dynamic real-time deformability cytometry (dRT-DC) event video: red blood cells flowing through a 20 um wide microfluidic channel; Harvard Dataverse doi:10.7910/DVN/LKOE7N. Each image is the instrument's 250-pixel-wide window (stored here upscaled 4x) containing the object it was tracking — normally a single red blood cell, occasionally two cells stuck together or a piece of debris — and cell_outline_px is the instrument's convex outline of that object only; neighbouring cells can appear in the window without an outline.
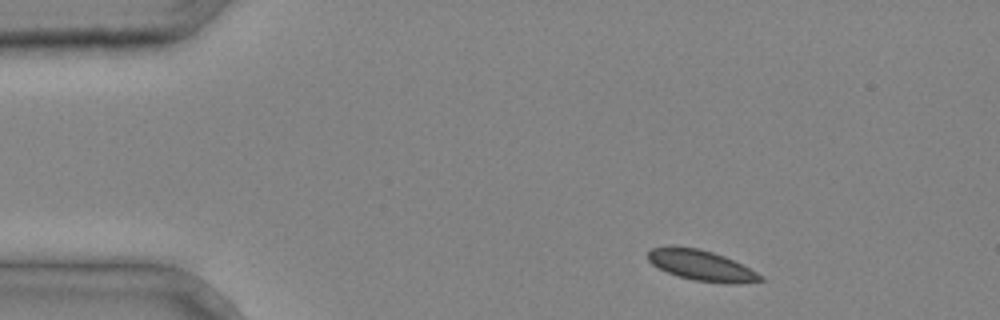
{"species": "common noctule bat (a hibernating species)", "species_latin": "Nyctalus noctula", "temperature_condition": "cold", "stored_images_in_passage": 3, "camera_frame_rate_fps": 3000, "um_per_image_px": 0.085, "animal": {"sex": "male", "body_mass_g": 20.4}, "frame": {"image": 1, "passage_image": 1, "time_ms": 0.0, "image_size_px": [1000, 320], "cell_outline_px": [[764, 280], [740, 284], [728, 284], [696, 280], [676, 276], [652, 264], [648, 260], [648, 252], [652, 248], [672, 244], [696, 248], [712, 252], [724, 256], [764, 276]], "centroid_in_image_um": [59.59, 22.55], "position_along_channel_um": 25.4, "area_um2": 20.06}}
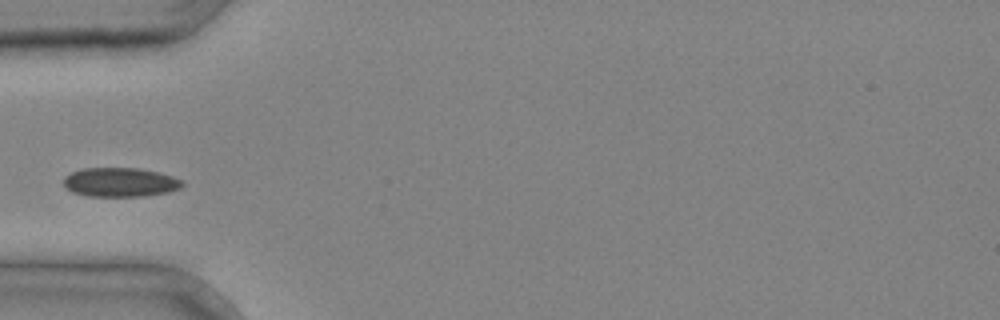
{"frame": {"image": 2, "passage_image": 3, "time_ms": 0.667, "image_size_px": [1000, 320], "cell_outline_px": [[184, 184], [180, 188], [168, 192], [144, 196], [88, 196], [72, 192], [64, 184], [64, 176], [72, 172], [84, 168], [140, 168], [172, 176], [180, 180]], "centroid_in_image_um": [10.2, 15.49], "position_along_channel_um": 74.8, "area_um2": 20.0}}